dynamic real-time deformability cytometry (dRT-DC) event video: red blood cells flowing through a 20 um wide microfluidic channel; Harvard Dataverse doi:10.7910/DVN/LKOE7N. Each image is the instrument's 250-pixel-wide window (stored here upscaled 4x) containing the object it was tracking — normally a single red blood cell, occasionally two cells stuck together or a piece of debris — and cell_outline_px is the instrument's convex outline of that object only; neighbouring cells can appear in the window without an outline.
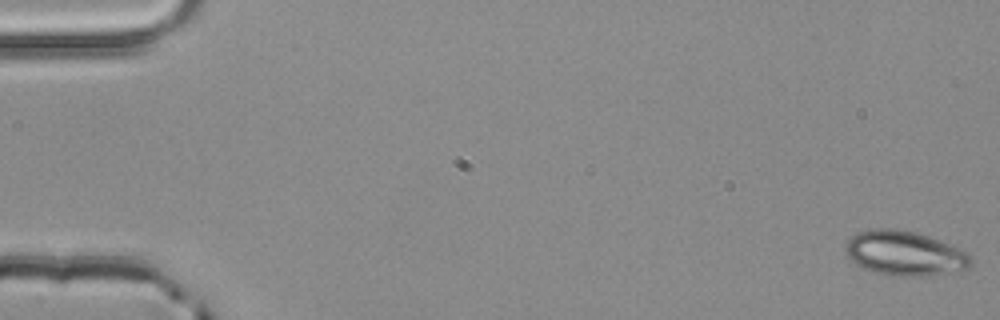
{"species": "common noctule bat (a hibernating species)", "species_latin": "Nyctalus noctula", "temperature_condition": "room temperature", "stored_images_in_passage": 3, "camera_frame_rate_fps": 3000, "um_per_image_px": 0.085, "animal": {"sex": "male", "body_mass_g": 20.4}, "frame": {"image": 1, "passage_image": 1, "time_ms": 0.0, "image_size_px": [1000, 320], "cell_outline_px": [[972, 264], [968, 268], [928, 276], [892, 276], [872, 272], [856, 264], [848, 256], [844, 248], [848, 240], [856, 232], [872, 228], [896, 228], [916, 232], [928, 236], [968, 252], [972, 260]], "centroid_in_image_um": [76.87, 21.52], "position_along_channel_um": 8.1, "area_um2": 32.71}}